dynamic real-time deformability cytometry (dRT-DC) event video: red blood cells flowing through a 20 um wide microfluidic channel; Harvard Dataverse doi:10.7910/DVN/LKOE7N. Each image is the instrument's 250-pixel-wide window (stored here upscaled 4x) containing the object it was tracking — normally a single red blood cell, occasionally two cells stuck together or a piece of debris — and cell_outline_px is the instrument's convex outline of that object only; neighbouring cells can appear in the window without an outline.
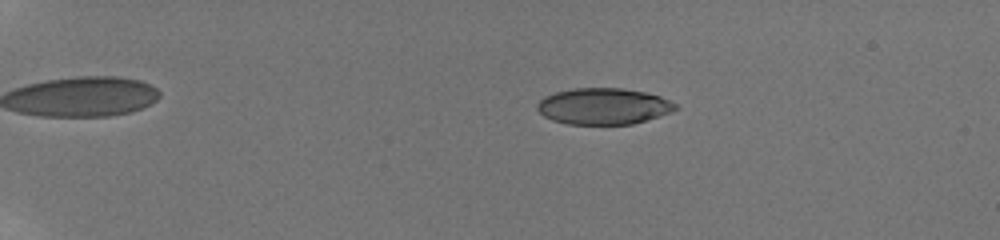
{"species": "human", "species_latin": "Homo sapiens", "temperature_condition": "room temperature", "stored_images_in_passage": 22, "camera_frame_rate_fps": 3000, "um_per_image_px": 0.085, "donor": {"sex": "male"}, "frame": {"image": 1, "passage_image": 10, "time_ms": 4.0, "image_size_px": [1000, 240], "cell_outline_px": [[680, 108], [672, 112], [632, 124], [568, 124], [552, 120], [544, 116], [536, 108], [536, 104], [544, 96], [556, 92], [572, 88], [624, 88], [644, 92], [660, 96], [676, 104]], "centroid_in_image_um": [51.29, 9.03], "position_along_channel_um": 33.7, "area_um2": 29.3}}
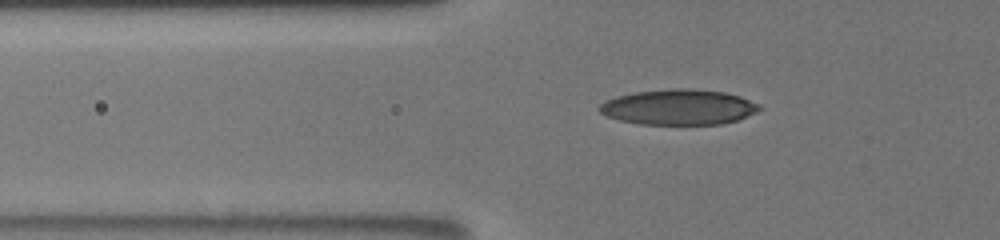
{"frame": {"image": 2, "passage_image": 18, "time_ms": 7.333, "image_size_px": [1000, 240], "cell_outline_px": [[764, 108], [756, 112], [736, 120], [724, 124], [640, 124], [620, 120], [608, 116], [600, 112], [600, 104], [604, 100], [616, 96], [636, 92], [676, 88], [688, 88], [724, 92], [740, 96], [760, 104]], "centroid_in_image_um": [57.71, 9.1], "position_along_channel_um": 68.1, "area_um2": 32.95}}
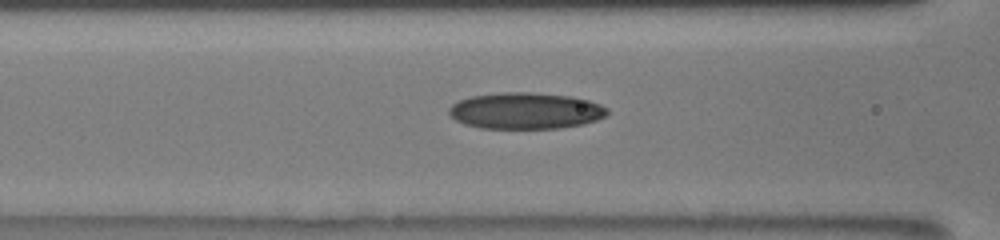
{"frame": {"image": 3, "passage_image": 22, "time_ms": 9.0, "image_size_px": [1000, 240], "cell_outline_px": [[608, 112], [604, 116], [596, 120], [584, 124], [560, 128], [480, 128], [464, 124], [456, 120], [448, 112], [448, 108], [452, 104], [460, 100], [472, 96], [500, 92], [532, 92], [572, 96], [588, 100], [600, 104], [608, 108]], "centroid_in_image_um": [44.68, 9.41], "position_along_channel_um": 121.9, "area_um2": 33.64}}